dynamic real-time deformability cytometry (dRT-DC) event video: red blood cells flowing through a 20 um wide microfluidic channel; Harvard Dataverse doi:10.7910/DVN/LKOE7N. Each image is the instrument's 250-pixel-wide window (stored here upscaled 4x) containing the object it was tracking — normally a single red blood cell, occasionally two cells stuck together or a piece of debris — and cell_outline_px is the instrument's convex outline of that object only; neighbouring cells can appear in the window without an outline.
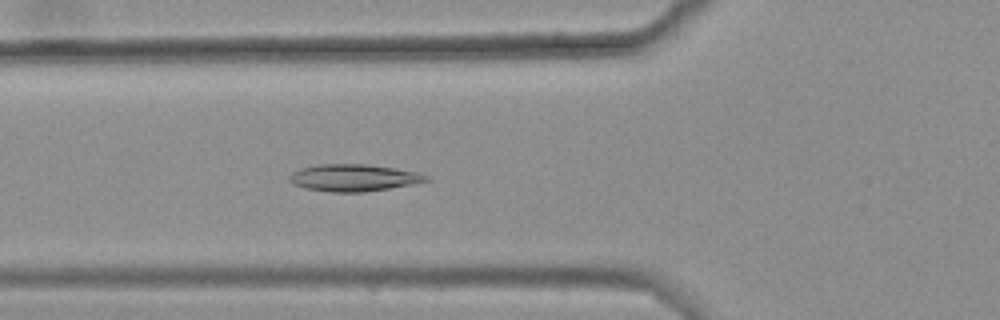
{"species": "common noctule bat (a hibernating species)", "species_latin": "Nyctalus noctula", "temperature_condition": "warm", "stored_images_in_passage": 42, "camera_frame_rate_fps": 3000, "um_per_image_px": 0.085, "animal": {"sex": "female", "body_mass_g": 25.1}, "frame": {"image": 1, "passage_image": 19, "time_ms": 6.0, "image_size_px": [1000, 320], "cell_outline_px": [[428, 180], [416, 184], [364, 192], [328, 192], [304, 188], [288, 180], [288, 176], [292, 172], [300, 168], [316, 164], [368, 164], [420, 172], [428, 176]], "centroid_in_image_um": [30.06, 15.1], "position_along_channel_um": 95.7, "area_um2": 21.73}}
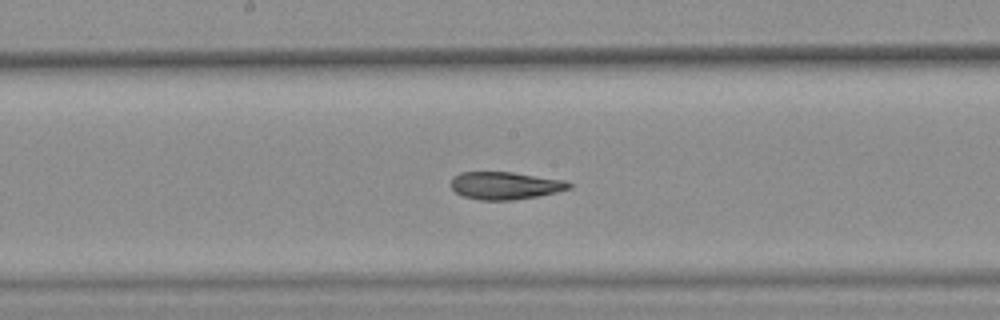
{"frame": {"image": 2, "passage_image": 28, "time_ms": 9.0, "image_size_px": [1000, 320], "cell_outline_px": [[572, 188], [556, 192], [536, 196], [512, 200], [480, 200], [464, 196], [456, 192], [452, 188], [452, 176], [460, 172], [512, 172], [564, 180], [572, 184]], "centroid_in_image_um": [42.93, 15.77], "position_along_channel_um": 205.3, "area_um2": 18.84}}
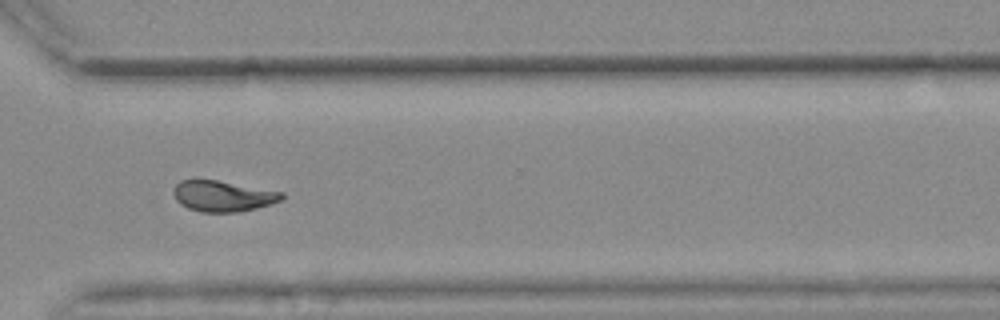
{"frame": {"image": 3, "passage_image": 40, "time_ms": 13.0, "image_size_px": [1000, 320], "cell_outline_px": [[284, 200], [272, 204], [256, 208], [236, 212], [200, 212], [188, 208], [180, 204], [176, 200], [172, 192], [176, 184], [180, 180], [216, 180], [284, 192]], "centroid_in_image_um": [18.96, 16.67], "position_along_channel_um": 351.6, "area_um2": 19.54}, "authors_computed_cell_mechanics": {"area_um2": 20.3745, "velocity_mm_per_s": 3.6455, "shape_relaxation_time_tau1_ms": null, "shape_relaxation_time_tau2_ms": 3.0819, "deformation_change_tau1": null, "deformation_change_tau2": 0.1006}}